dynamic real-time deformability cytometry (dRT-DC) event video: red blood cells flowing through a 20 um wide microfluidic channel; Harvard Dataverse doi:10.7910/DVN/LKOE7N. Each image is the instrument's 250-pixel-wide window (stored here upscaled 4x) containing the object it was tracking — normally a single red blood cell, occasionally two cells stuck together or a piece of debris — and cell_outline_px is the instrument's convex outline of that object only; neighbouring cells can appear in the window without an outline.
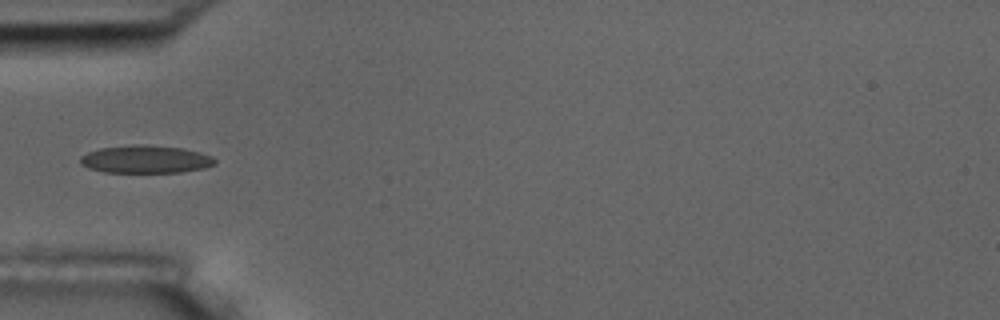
{"species": "common noctule bat (a hibernating species)", "species_latin": "Nyctalus noctula", "temperature_condition": "room temperature", "stored_images_in_passage": 1, "camera_frame_rate_fps": 3000, "um_per_image_px": 0.085, "animal": {"sex": "male", "body_mass_g": 17.5, "forearm_length_mm": 52.3}, "frame": {"image": 1, "passage_image": 1, "time_ms": 0.0, "image_size_px": [1000, 320], "cell_outline_px": [[216, 164], [204, 168], [180, 172], [104, 172], [88, 168], [80, 164], [80, 156], [88, 152], [100, 148], [136, 144], [144, 144], [184, 148], [212, 156], [216, 160]], "centroid_in_image_um": [12.37, 13.53], "position_along_channel_um": 72.6, "area_um2": 21.85}}